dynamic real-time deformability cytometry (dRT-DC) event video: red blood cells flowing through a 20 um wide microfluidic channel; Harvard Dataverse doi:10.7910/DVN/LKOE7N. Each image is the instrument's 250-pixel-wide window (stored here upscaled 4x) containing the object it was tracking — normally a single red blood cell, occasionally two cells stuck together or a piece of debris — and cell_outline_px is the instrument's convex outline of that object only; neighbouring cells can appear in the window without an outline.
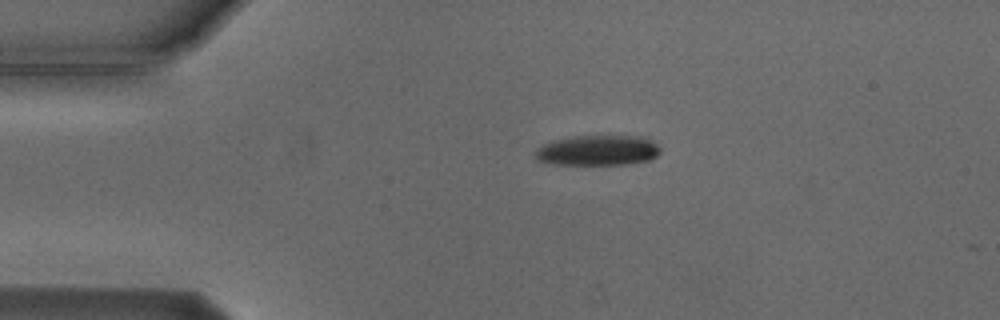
{"species": "Egyptian fruit bat (a non-hibernating species)", "species_latin": "Rousettus aegyptiacus", "temperature_condition": "cold", "stored_images_in_passage": 2, "camera_frame_rate_fps": 3000, "um_per_image_px": 0.085, "animal": {"sex": "male"}, "frame": {"image": 1, "passage_image": 1, "time_ms": 0.0, "image_size_px": [1000, 320], "cell_outline_px": [[660, 152], [656, 156], [648, 160], [628, 164], [552, 164], [536, 160], [536, 148], [552, 140], [572, 136], [640, 136], [652, 140], [660, 148]], "centroid_in_image_um": [50.8, 12.77], "position_along_channel_um": 34.2, "area_um2": 22.08}}